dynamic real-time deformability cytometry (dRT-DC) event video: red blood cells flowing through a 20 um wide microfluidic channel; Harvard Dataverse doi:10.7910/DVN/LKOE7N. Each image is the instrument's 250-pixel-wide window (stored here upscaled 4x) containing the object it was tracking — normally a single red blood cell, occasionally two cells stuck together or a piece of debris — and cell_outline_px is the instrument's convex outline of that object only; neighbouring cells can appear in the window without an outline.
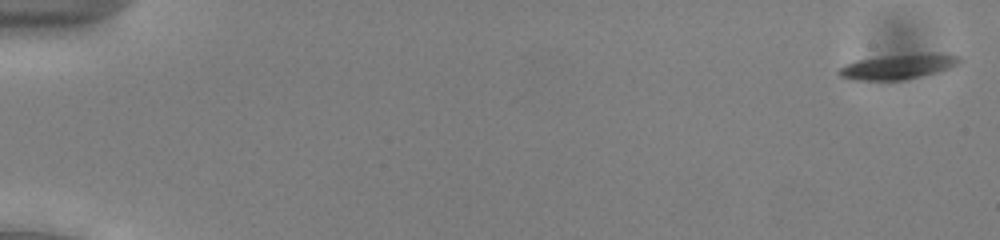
{"species": "common noctule bat (a hibernating species)", "species_latin": "Nyctalus noctula", "temperature_condition": "cold", "stored_images_in_passage": 11, "camera_frame_rate_fps": 3000, "um_per_image_px": 0.085, "animal": {"sex": "male", "body_mass_g": 13.0, "forearm_length_mm": 53.1}, "frame": {"image": 1, "passage_image": 1, "time_ms": 0.0, "image_size_px": [1000, 240], "cell_outline_px": [[964, 60], [960, 64], [940, 72], [900, 80], [852, 80], [840, 76], [836, 72], [844, 64], [856, 60], [880, 56], [928, 52], [940, 52], [960, 56]], "centroid_in_image_um": [76.4, 5.64], "position_along_channel_um": 8.6, "area_um2": 18.15}}